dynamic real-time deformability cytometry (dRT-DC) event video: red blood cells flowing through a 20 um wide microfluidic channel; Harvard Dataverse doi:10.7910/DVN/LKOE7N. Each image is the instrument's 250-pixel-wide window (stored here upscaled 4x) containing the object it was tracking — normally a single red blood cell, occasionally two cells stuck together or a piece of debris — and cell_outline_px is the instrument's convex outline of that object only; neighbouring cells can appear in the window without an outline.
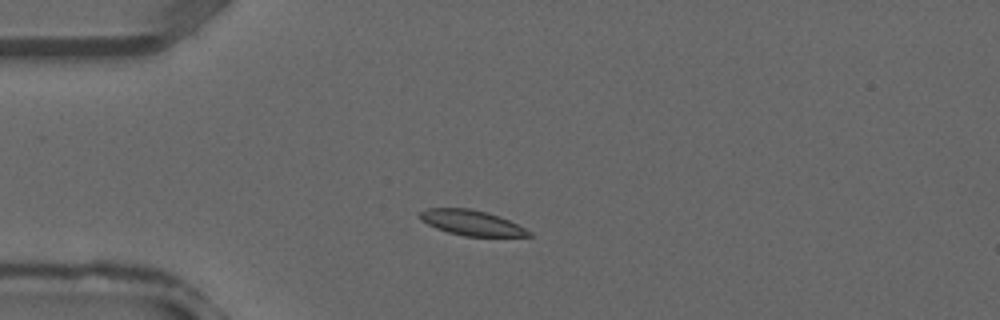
{"species": "common noctule bat (a hibernating species)", "species_latin": "Nyctalus noctula", "temperature_condition": "warm", "stored_images_in_passage": 29, "camera_frame_rate_fps": 3000, "um_per_image_px": 0.085, "animal": {"sex": "male", "forearm_length_mm": 52.5}, "frame": {"image": 1, "passage_image": 1, "time_ms": 0.0, "image_size_px": [1000, 320], "cell_outline_px": [[532, 236], [464, 236], [448, 232], [436, 228], [420, 220], [420, 212], [428, 208], [468, 208], [500, 216], [532, 232]], "centroid_in_image_um": [40.07, 18.94], "position_along_channel_um": 44.9, "area_um2": 15.78}}
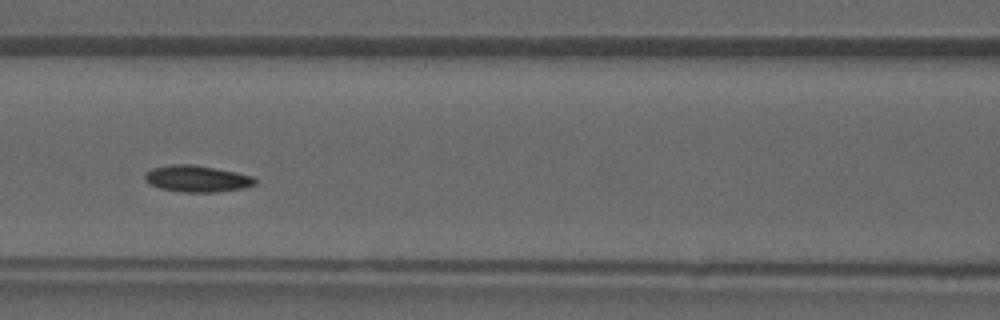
{"frame": {"image": 2, "passage_image": 8, "time_ms": 2.333, "image_size_px": [1000, 320], "cell_outline_px": [[256, 184], [244, 188], [216, 192], [180, 192], [160, 188], [148, 184], [144, 180], [144, 176], [152, 168], [172, 164], [192, 164], [236, 172], [252, 176], [256, 180]], "centroid_in_image_um": [16.73, 15.19], "position_along_channel_um": 149.9, "area_um2": 17.05}}
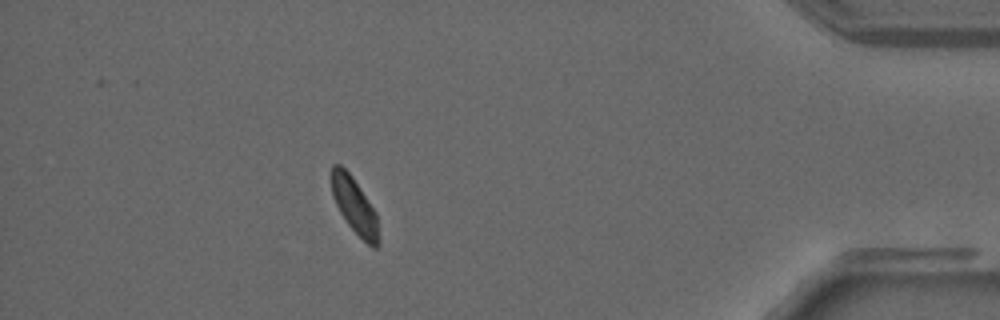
{"frame": {"image": 3, "passage_image": 25, "time_ms": 8.0, "image_size_px": [1000, 320], "cell_outline_px": [[380, 244], [376, 248], [372, 248], [348, 224], [340, 212], [332, 196], [332, 164], [340, 164], [352, 176], [376, 212], [380, 240]], "centroid_in_image_um": [30.16, 17.51], "position_along_channel_um": 405.0, "area_um2": 15.2}}